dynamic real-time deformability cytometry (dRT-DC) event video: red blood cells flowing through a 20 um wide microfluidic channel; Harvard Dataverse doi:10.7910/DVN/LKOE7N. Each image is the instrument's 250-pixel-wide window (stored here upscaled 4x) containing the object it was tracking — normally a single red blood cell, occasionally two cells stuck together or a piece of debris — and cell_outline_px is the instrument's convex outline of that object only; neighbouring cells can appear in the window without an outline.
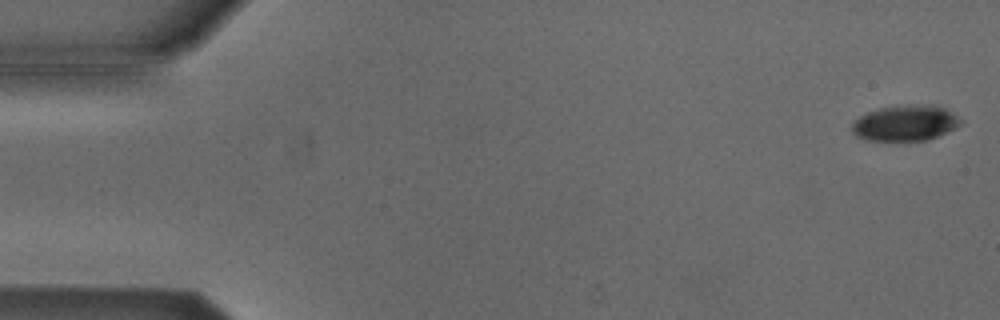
{"species": "Egyptian fruit bat (a non-hibernating species)", "species_latin": "Rousettus aegyptiacus", "temperature_condition": "cold", "stored_images_in_passage": 11, "camera_frame_rate_fps": 3000, "um_per_image_px": 0.085, "animal": {"sex": "male"}, "frame": {"image": 1, "passage_image": 1, "time_ms": 0.0, "image_size_px": [1000, 320], "cell_outline_px": [[964, 120], [960, 124], [928, 140], [868, 140], [856, 136], [852, 132], [852, 124], [860, 116], [868, 112], [880, 108], [928, 104], [932, 104], [944, 108]], "centroid_in_image_um": [76.94, 10.46], "position_along_channel_um": 8.1, "area_um2": 22.08}}